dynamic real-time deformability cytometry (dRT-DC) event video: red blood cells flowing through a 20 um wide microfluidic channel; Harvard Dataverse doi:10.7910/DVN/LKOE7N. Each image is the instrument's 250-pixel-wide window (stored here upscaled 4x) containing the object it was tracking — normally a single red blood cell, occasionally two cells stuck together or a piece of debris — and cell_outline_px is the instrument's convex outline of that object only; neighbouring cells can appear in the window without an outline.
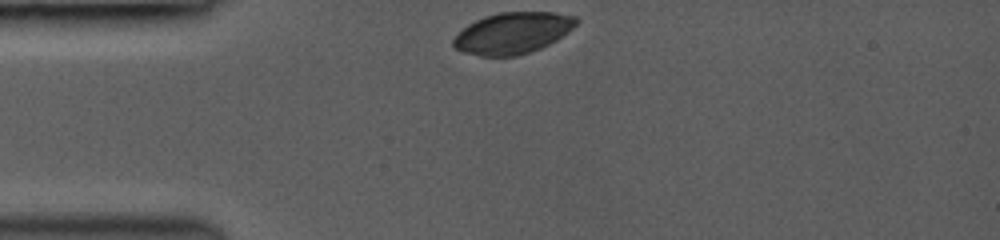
{"species": "common noctule bat (a hibernating species)", "species_latin": "Nyctalus noctula", "temperature_condition": "room temperature", "stored_images_in_passage": 19, "camera_frame_rate_fps": 3000, "um_per_image_px": 0.085, "animal": {"sex": "female", "body_mass_g": 19.0, "forearm_length_mm": 53.3}, "frame": {"image": 1, "passage_image": 1, "time_ms": 0.0, "image_size_px": [1000, 240], "cell_outline_px": [[580, 20], [568, 32], [556, 40], [540, 48], [516, 56], [480, 56], [464, 52], [456, 48], [452, 44], [452, 40], [468, 24], [484, 16], [500, 12], [552, 12], [576, 16]], "centroid_in_image_um": [43.59, 2.8], "position_along_channel_um": 41.4, "area_um2": 29.42}}
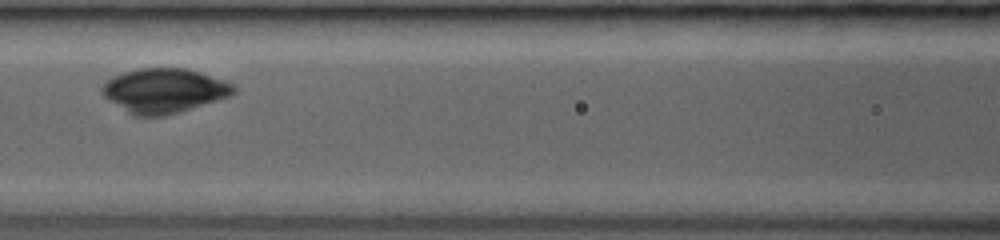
{"frame": {"image": 2, "passage_image": 14, "time_ms": 3.333, "image_size_px": [1000, 240], "cell_outline_px": [[236, 92], [228, 96], [180, 112], [164, 116], [132, 116], [108, 100], [104, 96], [100, 88], [112, 76], [124, 72], [140, 68], [184, 68], [200, 72], [224, 80], [232, 84], [236, 88]], "centroid_in_image_um": [13.91, 7.71], "position_along_channel_um": 152.7, "area_um2": 33.99}}
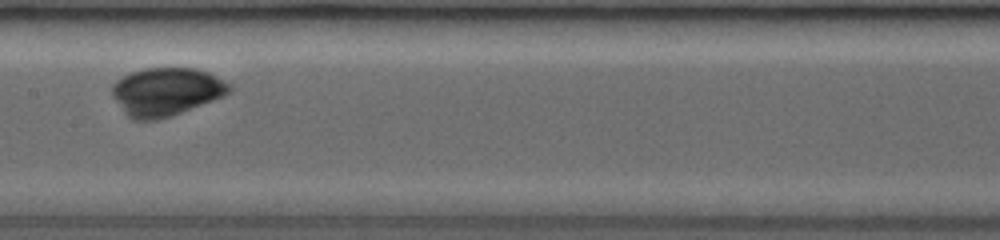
{"frame": {"image": 3, "passage_image": 18, "time_ms": 4.333, "image_size_px": [1000, 240], "cell_outline_px": [[232, 92], [224, 96], [172, 116], [156, 120], [132, 120], [124, 112], [112, 96], [112, 84], [120, 76], [128, 72], [144, 68], [196, 68], [208, 72], [232, 84]], "centroid_in_image_um": [14.13, 7.78], "position_along_channel_um": 193.3, "area_um2": 33.29}}